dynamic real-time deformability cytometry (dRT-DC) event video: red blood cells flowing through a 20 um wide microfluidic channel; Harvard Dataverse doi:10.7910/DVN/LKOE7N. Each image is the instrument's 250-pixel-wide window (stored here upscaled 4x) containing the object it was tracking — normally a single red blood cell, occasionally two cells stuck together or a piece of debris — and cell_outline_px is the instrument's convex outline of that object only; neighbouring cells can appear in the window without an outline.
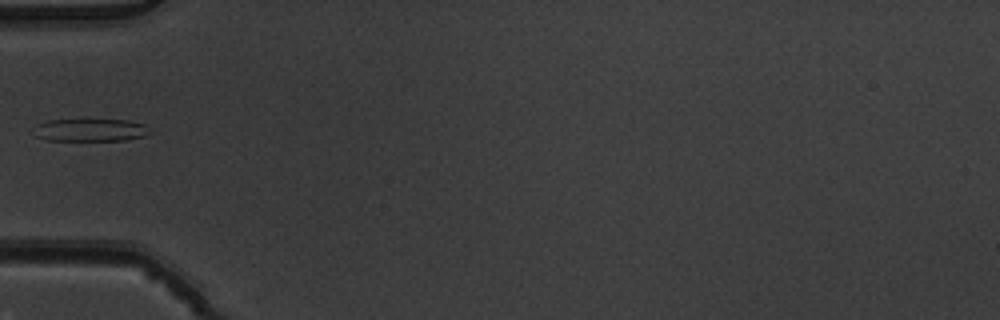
{"species": "common noctule bat (a hibernating species)", "species_latin": "Nyctalus noctula", "temperature_condition": "warm", "stored_images_in_passage": 3, "camera_frame_rate_fps": 3000, "um_per_image_px": 0.085, "animal": {"sex": "male", "body_mass_g": 19.5, "forearm_length_mm": 54.6}, "frame": {"image": 1, "passage_image": 2, "time_ms": 0.333, "image_size_px": [1000, 320], "cell_outline_px": [[156, 132], [144, 136], [128, 140], [48, 140], [36, 136], [36, 124], [48, 120], [128, 120], [144, 124]], "centroid_in_image_um": [7.79, 11.05], "position_along_channel_um": 77.2, "area_um2": 15.32}}
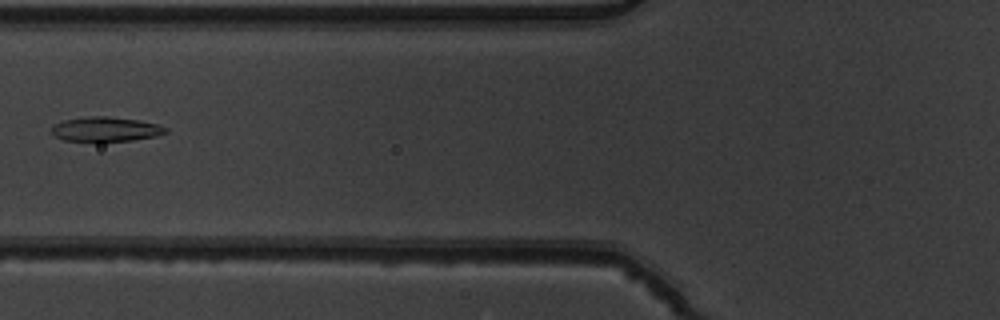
{"frame": {"image": 2, "passage_image": 3, "time_ms": 0.667, "image_size_px": [1000, 320], "cell_outline_px": [[168, 132], [156, 136], [132, 140], [96, 144], [64, 140], [56, 136], [52, 132], [52, 128], [56, 124], [64, 120], [88, 116], [108, 116], [140, 120], [156, 124], [168, 128]], "centroid_in_image_um": [8.99, 11.02], "position_along_channel_um": 116.8, "area_um2": 16.94}}